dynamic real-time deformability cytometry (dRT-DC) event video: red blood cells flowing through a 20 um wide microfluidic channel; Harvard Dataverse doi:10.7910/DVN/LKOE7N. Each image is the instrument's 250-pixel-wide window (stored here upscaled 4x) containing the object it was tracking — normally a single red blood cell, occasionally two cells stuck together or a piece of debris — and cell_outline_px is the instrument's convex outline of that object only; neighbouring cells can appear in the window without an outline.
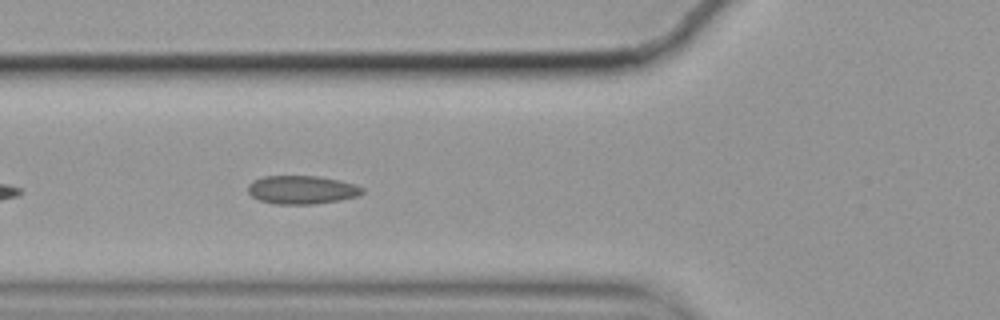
{"species": "common noctule bat (a hibernating species)", "species_latin": "Nyctalus noctula", "temperature_condition": "cold", "stored_images_in_passage": 42, "camera_frame_rate_fps": 3000, "um_per_image_px": 0.085, "animal": {"sex": "female", "body_mass_g": 19.9}, "frame": {"image": 1, "passage_image": 7, "time_ms": 2.0, "image_size_px": [1000, 320], "cell_outline_px": [[364, 192], [360, 196], [340, 200], [312, 204], [276, 204], [260, 200], [252, 196], [248, 192], [248, 184], [252, 180], [264, 176], [316, 176], [340, 180], [356, 184], [364, 188]], "centroid_in_image_um": [25.68, 16.13], "position_along_channel_um": 100.1, "area_um2": 19.07}, "authors_computed_cell_mechanics": {"area_um2": 18.8139, "velocity_mm_per_s": 3.5109, "shape_relaxation_time_tau1_ms": null, "shape_relaxation_time_tau2_ms": 1.3782, "deformation_change_tau1": null, "deformation_change_tau2": 0.0685}}